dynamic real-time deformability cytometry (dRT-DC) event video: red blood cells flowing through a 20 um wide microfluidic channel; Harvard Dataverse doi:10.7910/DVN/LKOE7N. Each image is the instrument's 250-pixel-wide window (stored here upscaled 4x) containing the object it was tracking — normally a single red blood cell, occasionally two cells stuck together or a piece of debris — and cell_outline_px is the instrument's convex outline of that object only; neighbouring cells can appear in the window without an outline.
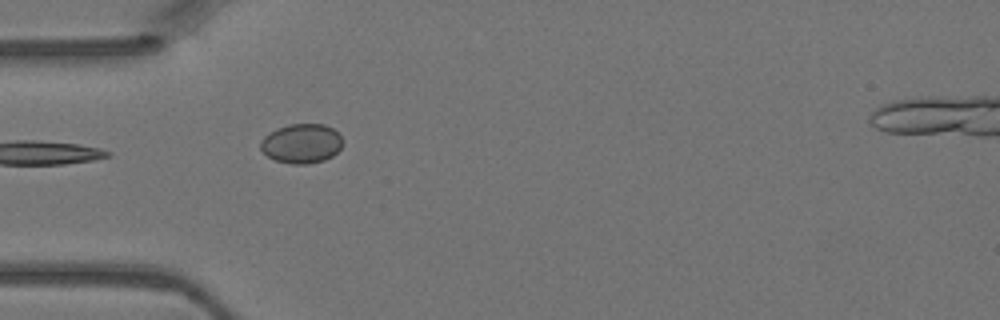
{"species": "Egyptian fruit bat (a non-hibernating species)", "species_latin": "Rousettus aegyptiacus", "temperature_condition": "warm", "stored_images_in_passage": 5, "camera_frame_rate_fps": 3000, "um_per_image_px": 0.085, "animal": {"sex": "female"}, "frame": {"image": 1, "passage_image": 4, "time_ms": 1.0, "image_size_px": [1000, 320], "cell_outline_px": [[344, 144], [332, 156], [324, 160], [308, 164], [292, 164], [276, 160], [268, 156], [260, 148], [260, 144], [264, 136], [276, 128], [288, 124], [324, 124], [332, 128], [344, 140]], "centroid_in_image_um": [25.64, 12.19], "position_along_channel_um": 59.4, "area_um2": 18.9}}